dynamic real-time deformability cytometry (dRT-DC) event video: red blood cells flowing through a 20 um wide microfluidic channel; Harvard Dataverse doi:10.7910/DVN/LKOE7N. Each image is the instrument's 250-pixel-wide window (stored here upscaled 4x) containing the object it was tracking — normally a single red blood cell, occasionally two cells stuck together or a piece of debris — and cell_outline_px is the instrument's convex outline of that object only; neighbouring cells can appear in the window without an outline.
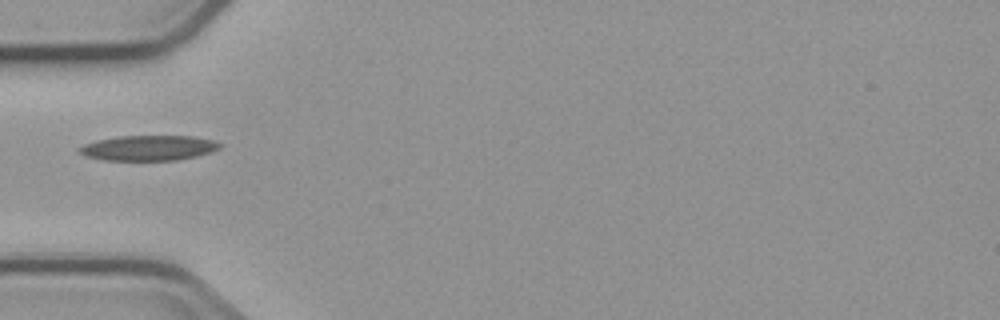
{"species": "common noctule bat (a hibernating species)", "species_latin": "Nyctalus noctula", "temperature_condition": "cold", "stored_images_in_passage": 1, "camera_frame_rate_fps": 3000, "um_per_image_px": 0.085, "animal": {"sex": "male", "body_mass_g": 23.1, "forearm_length_mm": 52.7}, "frame": {"image": 1, "passage_image": 1, "time_ms": 0.0, "image_size_px": [1000, 320], "cell_outline_px": [[224, 144], [220, 148], [212, 152], [196, 156], [176, 160], [104, 160], [84, 156], [76, 148], [84, 144], [96, 140], [120, 136], [192, 136], [216, 140]], "centroid_in_image_um": [12.65, 12.57], "position_along_channel_um": 72.3, "area_um2": 20.81}}